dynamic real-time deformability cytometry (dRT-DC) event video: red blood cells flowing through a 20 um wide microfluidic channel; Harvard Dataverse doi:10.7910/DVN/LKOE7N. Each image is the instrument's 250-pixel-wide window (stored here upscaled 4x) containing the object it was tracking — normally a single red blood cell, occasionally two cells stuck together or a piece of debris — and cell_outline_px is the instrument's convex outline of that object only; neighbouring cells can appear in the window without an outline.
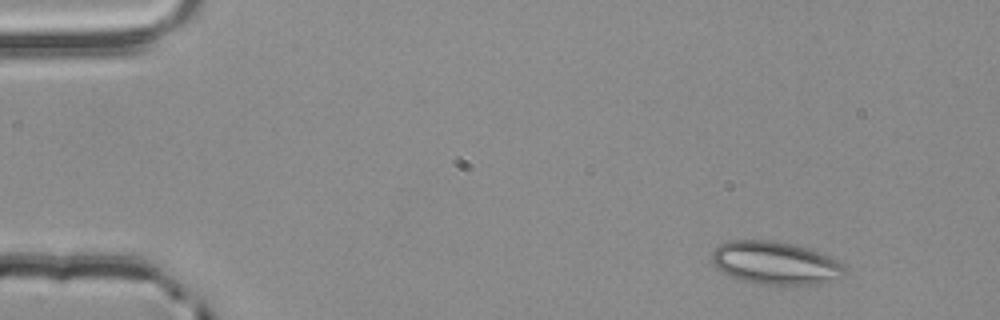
{"species": "common noctule bat (a hibernating species)", "species_latin": "Nyctalus noctula", "temperature_condition": "room temperature", "stored_images_in_passage": 4, "camera_frame_rate_fps": 3000, "um_per_image_px": 0.085, "animal": {"sex": "male", "body_mass_g": 20.4}, "frame": {"image": 1, "passage_image": 1, "time_ms": 0.0, "image_size_px": [1000, 320], "cell_outline_px": [[844, 272], [840, 276], [816, 284], [760, 284], [740, 280], [716, 268], [712, 260], [712, 252], [720, 244], [728, 240], [772, 240], [792, 244], [828, 256], [844, 264]], "centroid_in_image_um": [65.83, 22.34], "position_along_channel_um": 19.2, "area_um2": 32.6}}